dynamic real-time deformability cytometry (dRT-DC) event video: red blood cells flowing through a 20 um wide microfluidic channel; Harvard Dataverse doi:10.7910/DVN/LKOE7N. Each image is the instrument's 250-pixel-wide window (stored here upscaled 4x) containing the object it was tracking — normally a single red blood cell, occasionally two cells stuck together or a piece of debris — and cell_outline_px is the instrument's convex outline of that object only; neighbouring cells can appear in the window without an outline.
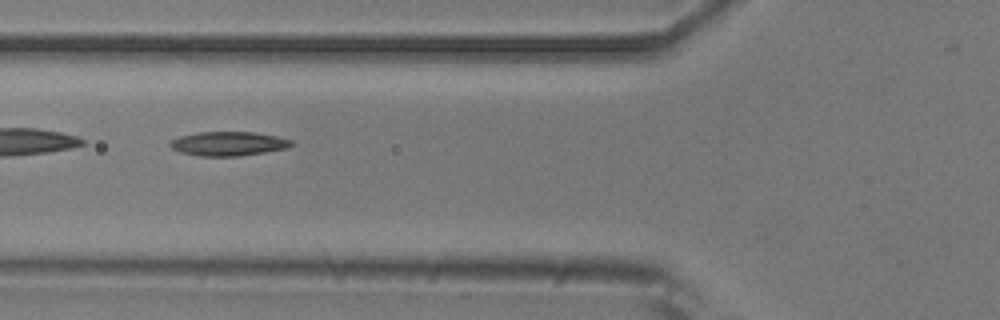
{"species": "common noctule bat (a hibernating species)", "species_latin": "Nyctalus noctula", "temperature_condition": "room temperature", "stored_images_in_passage": 10, "camera_frame_rate_fps": 3000, "um_per_image_px": 0.085, "animal": {"sex": "male", "body_mass_g": 20.5, "forearm_length_mm": 52.5}, "frame": {"image": 1, "passage_image": 5, "time_ms": 5.667, "image_size_px": [1000, 320], "cell_outline_px": [[292, 144], [288, 148], [240, 156], [200, 156], [180, 152], [172, 148], [168, 144], [172, 140], [180, 136], [196, 132], [252, 132], [276, 136], [292, 140]], "centroid_in_image_um": [19.39, 12.21], "position_along_channel_um": 106.4, "area_um2": 16.99}}
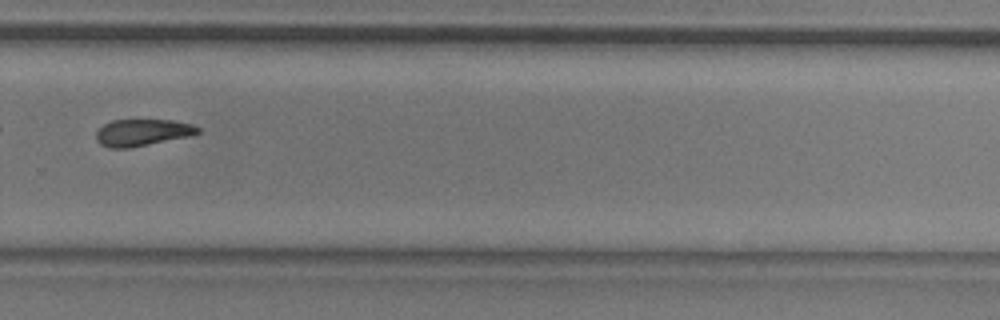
{"frame": {"image": 2, "passage_image": 10, "time_ms": 11.333, "image_size_px": [1000, 320], "cell_outline_px": [[200, 132], [188, 136], [128, 148], [108, 148], [100, 144], [96, 140], [96, 132], [104, 124], [112, 120], [172, 120], [192, 124], [200, 128]], "centroid_in_image_um": [12.07, 11.26], "position_along_channel_um": 317.7, "area_um2": 15.72}}